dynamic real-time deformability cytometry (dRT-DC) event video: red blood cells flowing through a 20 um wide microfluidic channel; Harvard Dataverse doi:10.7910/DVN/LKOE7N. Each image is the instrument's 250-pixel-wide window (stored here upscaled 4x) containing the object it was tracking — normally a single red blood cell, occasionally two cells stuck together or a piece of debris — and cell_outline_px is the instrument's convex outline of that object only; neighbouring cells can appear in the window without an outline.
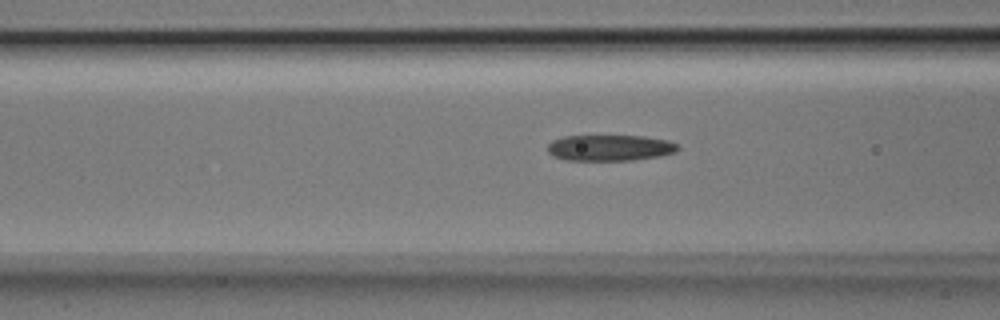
{"species": "Egyptian fruit bat (a non-hibernating species)", "species_latin": "Rousettus aegyptiacus", "temperature_condition": "room temperature", "stored_images_in_passage": 7, "camera_frame_rate_fps": 3000, "um_per_image_px": 0.085, "animal": {"sex": "male"}, "frame": {"image": 1, "passage_image": 5, "time_ms": 1.333, "image_size_px": [1000, 320], "cell_outline_px": [[680, 148], [676, 152], [660, 156], [632, 160], [564, 160], [552, 156], [548, 152], [548, 144], [552, 140], [564, 136], [644, 136], [668, 140], [676, 144]], "centroid_in_image_um": [51.83, 12.56], "position_along_channel_um": 114.8, "area_um2": 19.83}}